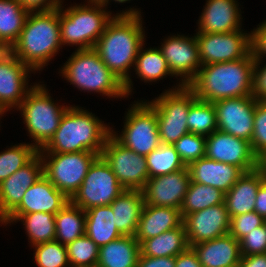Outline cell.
Returning <instances> with one entry per match:
<instances>
[{
	"label": "cell",
	"instance_id": "1",
	"mask_svg": "<svg viewBox=\"0 0 266 267\" xmlns=\"http://www.w3.org/2000/svg\"><path fill=\"white\" fill-rule=\"evenodd\" d=\"M141 16H114L93 49L102 62L124 83L127 97L132 92L129 69L134 67L145 31Z\"/></svg>",
	"mask_w": 266,
	"mask_h": 267
},
{
	"label": "cell",
	"instance_id": "2",
	"mask_svg": "<svg viewBox=\"0 0 266 267\" xmlns=\"http://www.w3.org/2000/svg\"><path fill=\"white\" fill-rule=\"evenodd\" d=\"M253 67L251 52L240 60L202 65L187 86L197 99L211 103L252 96Z\"/></svg>",
	"mask_w": 266,
	"mask_h": 267
},
{
	"label": "cell",
	"instance_id": "3",
	"mask_svg": "<svg viewBox=\"0 0 266 267\" xmlns=\"http://www.w3.org/2000/svg\"><path fill=\"white\" fill-rule=\"evenodd\" d=\"M111 127L79 106H69L50 141L38 153L92 151L101 155Z\"/></svg>",
	"mask_w": 266,
	"mask_h": 267
},
{
	"label": "cell",
	"instance_id": "4",
	"mask_svg": "<svg viewBox=\"0 0 266 267\" xmlns=\"http://www.w3.org/2000/svg\"><path fill=\"white\" fill-rule=\"evenodd\" d=\"M61 46L57 8L29 13L17 41L11 47V53L35 72L47 66Z\"/></svg>",
	"mask_w": 266,
	"mask_h": 267
},
{
	"label": "cell",
	"instance_id": "5",
	"mask_svg": "<svg viewBox=\"0 0 266 267\" xmlns=\"http://www.w3.org/2000/svg\"><path fill=\"white\" fill-rule=\"evenodd\" d=\"M59 7L60 39L62 45H75L78 50L91 49L105 31L114 16H141L140 10L131 8L116 15L105 11L100 1H88L87 5Z\"/></svg>",
	"mask_w": 266,
	"mask_h": 267
},
{
	"label": "cell",
	"instance_id": "6",
	"mask_svg": "<svg viewBox=\"0 0 266 267\" xmlns=\"http://www.w3.org/2000/svg\"><path fill=\"white\" fill-rule=\"evenodd\" d=\"M60 73L82 91L98 92L109 98L127 97L124 83L102 62L93 48L76 49Z\"/></svg>",
	"mask_w": 266,
	"mask_h": 267
},
{
	"label": "cell",
	"instance_id": "7",
	"mask_svg": "<svg viewBox=\"0 0 266 267\" xmlns=\"http://www.w3.org/2000/svg\"><path fill=\"white\" fill-rule=\"evenodd\" d=\"M44 86L35 83L18 108L37 150L43 148L54 136L62 115L69 107L54 103Z\"/></svg>",
	"mask_w": 266,
	"mask_h": 267
},
{
	"label": "cell",
	"instance_id": "8",
	"mask_svg": "<svg viewBox=\"0 0 266 267\" xmlns=\"http://www.w3.org/2000/svg\"><path fill=\"white\" fill-rule=\"evenodd\" d=\"M178 86V87H177ZM148 103L155 109L160 142L173 145L189 132L187 117L190 105L197 99L194 92L180 81Z\"/></svg>",
	"mask_w": 266,
	"mask_h": 267
},
{
	"label": "cell",
	"instance_id": "9",
	"mask_svg": "<svg viewBox=\"0 0 266 267\" xmlns=\"http://www.w3.org/2000/svg\"><path fill=\"white\" fill-rule=\"evenodd\" d=\"M39 154L43 175L69 199L78 191L89 167L99 156L92 151Z\"/></svg>",
	"mask_w": 266,
	"mask_h": 267
},
{
	"label": "cell",
	"instance_id": "10",
	"mask_svg": "<svg viewBox=\"0 0 266 267\" xmlns=\"http://www.w3.org/2000/svg\"><path fill=\"white\" fill-rule=\"evenodd\" d=\"M121 135L111 128L113 137L137 154L148 155L160 144L155 109L148 101L135 102L125 116Z\"/></svg>",
	"mask_w": 266,
	"mask_h": 267
},
{
	"label": "cell",
	"instance_id": "11",
	"mask_svg": "<svg viewBox=\"0 0 266 267\" xmlns=\"http://www.w3.org/2000/svg\"><path fill=\"white\" fill-rule=\"evenodd\" d=\"M124 190L111 167L100 155L89 167L84 181L70 201L86 211L110 205Z\"/></svg>",
	"mask_w": 266,
	"mask_h": 267
},
{
	"label": "cell",
	"instance_id": "12",
	"mask_svg": "<svg viewBox=\"0 0 266 267\" xmlns=\"http://www.w3.org/2000/svg\"><path fill=\"white\" fill-rule=\"evenodd\" d=\"M101 156L125 190H143L149 179L146 158L119 143L110 134Z\"/></svg>",
	"mask_w": 266,
	"mask_h": 267
},
{
	"label": "cell",
	"instance_id": "13",
	"mask_svg": "<svg viewBox=\"0 0 266 267\" xmlns=\"http://www.w3.org/2000/svg\"><path fill=\"white\" fill-rule=\"evenodd\" d=\"M237 30L226 33L196 32L201 65L240 60L251 52L250 33Z\"/></svg>",
	"mask_w": 266,
	"mask_h": 267
},
{
	"label": "cell",
	"instance_id": "14",
	"mask_svg": "<svg viewBox=\"0 0 266 267\" xmlns=\"http://www.w3.org/2000/svg\"><path fill=\"white\" fill-rule=\"evenodd\" d=\"M256 102L252 96L214 102L217 130L251 142Z\"/></svg>",
	"mask_w": 266,
	"mask_h": 267
},
{
	"label": "cell",
	"instance_id": "15",
	"mask_svg": "<svg viewBox=\"0 0 266 267\" xmlns=\"http://www.w3.org/2000/svg\"><path fill=\"white\" fill-rule=\"evenodd\" d=\"M205 157L237 166L244 172L255 170L262 165L253 153L249 141L219 130L206 137Z\"/></svg>",
	"mask_w": 266,
	"mask_h": 267
},
{
	"label": "cell",
	"instance_id": "16",
	"mask_svg": "<svg viewBox=\"0 0 266 267\" xmlns=\"http://www.w3.org/2000/svg\"><path fill=\"white\" fill-rule=\"evenodd\" d=\"M161 44L159 49L162 51L171 73L175 77H180L181 83L187 86L197 76L202 66L195 35L192 37L172 35Z\"/></svg>",
	"mask_w": 266,
	"mask_h": 267
},
{
	"label": "cell",
	"instance_id": "17",
	"mask_svg": "<svg viewBox=\"0 0 266 267\" xmlns=\"http://www.w3.org/2000/svg\"><path fill=\"white\" fill-rule=\"evenodd\" d=\"M70 199L60 192L44 175L27 189L20 204L1 222L10 224L23 215L35 212L56 214Z\"/></svg>",
	"mask_w": 266,
	"mask_h": 267
},
{
	"label": "cell",
	"instance_id": "18",
	"mask_svg": "<svg viewBox=\"0 0 266 267\" xmlns=\"http://www.w3.org/2000/svg\"><path fill=\"white\" fill-rule=\"evenodd\" d=\"M190 182L187 166L173 173L149 178L142 190L144 202L147 205L180 210Z\"/></svg>",
	"mask_w": 266,
	"mask_h": 267
},
{
	"label": "cell",
	"instance_id": "19",
	"mask_svg": "<svg viewBox=\"0 0 266 267\" xmlns=\"http://www.w3.org/2000/svg\"><path fill=\"white\" fill-rule=\"evenodd\" d=\"M183 224L191 247L229 234L230 217L223 203L186 215Z\"/></svg>",
	"mask_w": 266,
	"mask_h": 267
},
{
	"label": "cell",
	"instance_id": "20",
	"mask_svg": "<svg viewBox=\"0 0 266 267\" xmlns=\"http://www.w3.org/2000/svg\"><path fill=\"white\" fill-rule=\"evenodd\" d=\"M34 72L31 68L22 63L12 53L0 62V114L3 115L9 109H18L25 99L29 88L28 74Z\"/></svg>",
	"mask_w": 266,
	"mask_h": 267
},
{
	"label": "cell",
	"instance_id": "21",
	"mask_svg": "<svg viewBox=\"0 0 266 267\" xmlns=\"http://www.w3.org/2000/svg\"><path fill=\"white\" fill-rule=\"evenodd\" d=\"M43 175L37 153L26 165L0 183V223L20 204L24 193Z\"/></svg>",
	"mask_w": 266,
	"mask_h": 267
},
{
	"label": "cell",
	"instance_id": "22",
	"mask_svg": "<svg viewBox=\"0 0 266 267\" xmlns=\"http://www.w3.org/2000/svg\"><path fill=\"white\" fill-rule=\"evenodd\" d=\"M198 32L226 33L241 30V10L236 0H206ZM241 19V21H240Z\"/></svg>",
	"mask_w": 266,
	"mask_h": 267
},
{
	"label": "cell",
	"instance_id": "23",
	"mask_svg": "<svg viewBox=\"0 0 266 267\" xmlns=\"http://www.w3.org/2000/svg\"><path fill=\"white\" fill-rule=\"evenodd\" d=\"M266 180V168L244 172L237 182L225 193L224 203L229 217L253 212L259 186Z\"/></svg>",
	"mask_w": 266,
	"mask_h": 267
},
{
	"label": "cell",
	"instance_id": "24",
	"mask_svg": "<svg viewBox=\"0 0 266 267\" xmlns=\"http://www.w3.org/2000/svg\"><path fill=\"white\" fill-rule=\"evenodd\" d=\"M187 168L192 182L210 185L224 193L244 174V171L237 166L206 157L192 162Z\"/></svg>",
	"mask_w": 266,
	"mask_h": 267
},
{
	"label": "cell",
	"instance_id": "25",
	"mask_svg": "<svg viewBox=\"0 0 266 267\" xmlns=\"http://www.w3.org/2000/svg\"><path fill=\"white\" fill-rule=\"evenodd\" d=\"M191 248L202 267H238L241 259L240 242L230 234L194 244Z\"/></svg>",
	"mask_w": 266,
	"mask_h": 267
},
{
	"label": "cell",
	"instance_id": "26",
	"mask_svg": "<svg viewBox=\"0 0 266 267\" xmlns=\"http://www.w3.org/2000/svg\"><path fill=\"white\" fill-rule=\"evenodd\" d=\"M182 224L183 218L179 209L144 204L135 239L141 244L146 239L178 228Z\"/></svg>",
	"mask_w": 266,
	"mask_h": 267
},
{
	"label": "cell",
	"instance_id": "27",
	"mask_svg": "<svg viewBox=\"0 0 266 267\" xmlns=\"http://www.w3.org/2000/svg\"><path fill=\"white\" fill-rule=\"evenodd\" d=\"M144 204L141 190H124L110 204L115 225L123 236H135Z\"/></svg>",
	"mask_w": 266,
	"mask_h": 267
},
{
	"label": "cell",
	"instance_id": "28",
	"mask_svg": "<svg viewBox=\"0 0 266 267\" xmlns=\"http://www.w3.org/2000/svg\"><path fill=\"white\" fill-rule=\"evenodd\" d=\"M140 243L135 236L120 238L99 247L98 267H137Z\"/></svg>",
	"mask_w": 266,
	"mask_h": 267
},
{
	"label": "cell",
	"instance_id": "29",
	"mask_svg": "<svg viewBox=\"0 0 266 267\" xmlns=\"http://www.w3.org/2000/svg\"><path fill=\"white\" fill-rule=\"evenodd\" d=\"M85 234L91 238L98 247L123 236L115 225L114 213L110 205L97 206L85 211Z\"/></svg>",
	"mask_w": 266,
	"mask_h": 267
},
{
	"label": "cell",
	"instance_id": "30",
	"mask_svg": "<svg viewBox=\"0 0 266 267\" xmlns=\"http://www.w3.org/2000/svg\"><path fill=\"white\" fill-rule=\"evenodd\" d=\"M189 248L184 224L140 244L141 254L148 257H176Z\"/></svg>",
	"mask_w": 266,
	"mask_h": 267
},
{
	"label": "cell",
	"instance_id": "31",
	"mask_svg": "<svg viewBox=\"0 0 266 267\" xmlns=\"http://www.w3.org/2000/svg\"><path fill=\"white\" fill-rule=\"evenodd\" d=\"M86 214L69 201L55 214V240L67 245L85 234Z\"/></svg>",
	"mask_w": 266,
	"mask_h": 267
},
{
	"label": "cell",
	"instance_id": "32",
	"mask_svg": "<svg viewBox=\"0 0 266 267\" xmlns=\"http://www.w3.org/2000/svg\"><path fill=\"white\" fill-rule=\"evenodd\" d=\"M28 14L17 0H0V41L12 47L24 27Z\"/></svg>",
	"mask_w": 266,
	"mask_h": 267
},
{
	"label": "cell",
	"instance_id": "33",
	"mask_svg": "<svg viewBox=\"0 0 266 267\" xmlns=\"http://www.w3.org/2000/svg\"><path fill=\"white\" fill-rule=\"evenodd\" d=\"M224 199L225 193L221 190L191 181L180 208L182 218L207 207L223 204Z\"/></svg>",
	"mask_w": 266,
	"mask_h": 267
},
{
	"label": "cell",
	"instance_id": "34",
	"mask_svg": "<svg viewBox=\"0 0 266 267\" xmlns=\"http://www.w3.org/2000/svg\"><path fill=\"white\" fill-rule=\"evenodd\" d=\"M143 44L137 54L134 68L136 74L144 82H156L167 75L173 76L162 51L157 48L143 49Z\"/></svg>",
	"mask_w": 266,
	"mask_h": 267
},
{
	"label": "cell",
	"instance_id": "35",
	"mask_svg": "<svg viewBox=\"0 0 266 267\" xmlns=\"http://www.w3.org/2000/svg\"><path fill=\"white\" fill-rule=\"evenodd\" d=\"M25 226L27 236L32 246L55 240V215L52 213L35 212L19 216L15 222L20 221Z\"/></svg>",
	"mask_w": 266,
	"mask_h": 267
},
{
	"label": "cell",
	"instance_id": "36",
	"mask_svg": "<svg viewBox=\"0 0 266 267\" xmlns=\"http://www.w3.org/2000/svg\"><path fill=\"white\" fill-rule=\"evenodd\" d=\"M149 178L166 175L184 169L186 166L180 159L174 145L160 144L145 156Z\"/></svg>",
	"mask_w": 266,
	"mask_h": 267
},
{
	"label": "cell",
	"instance_id": "37",
	"mask_svg": "<svg viewBox=\"0 0 266 267\" xmlns=\"http://www.w3.org/2000/svg\"><path fill=\"white\" fill-rule=\"evenodd\" d=\"M188 130L191 133L209 136L217 130V116L214 104L196 99L189 108Z\"/></svg>",
	"mask_w": 266,
	"mask_h": 267
},
{
	"label": "cell",
	"instance_id": "38",
	"mask_svg": "<svg viewBox=\"0 0 266 267\" xmlns=\"http://www.w3.org/2000/svg\"><path fill=\"white\" fill-rule=\"evenodd\" d=\"M37 153L32 143H20L0 152V183L26 165Z\"/></svg>",
	"mask_w": 266,
	"mask_h": 267
},
{
	"label": "cell",
	"instance_id": "39",
	"mask_svg": "<svg viewBox=\"0 0 266 267\" xmlns=\"http://www.w3.org/2000/svg\"><path fill=\"white\" fill-rule=\"evenodd\" d=\"M70 267L97 266L99 247L86 234L66 245Z\"/></svg>",
	"mask_w": 266,
	"mask_h": 267
},
{
	"label": "cell",
	"instance_id": "40",
	"mask_svg": "<svg viewBox=\"0 0 266 267\" xmlns=\"http://www.w3.org/2000/svg\"><path fill=\"white\" fill-rule=\"evenodd\" d=\"M34 259L38 267H70L66 245L58 241L36 244Z\"/></svg>",
	"mask_w": 266,
	"mask_h": 267
},
{
	"label": "cell",
	"instance_id": "41",
	"mask_svg": "<svg viewBox=\"0 0 266 267\" xmlns=\"http://www.w3.org/2000/svg\"><path fill=\"white\" fill-rule=\"evenodd\" d=\"M173 145L185 166L205 157V136L188 132L178 139Z\"/></svg>",
	"mask_w": 266,
	"mask_h": 267
},
{
	"label": "cell",
	"instance_id": "42",
	"mask_svg": "<svg viewBox=\"0 0 266 267\" xmlns=\"http://www.w3.org/2000/svg\"><path fill=\"white\" fill-rule=\"evenodd\" d=\"M250 144L253 153L263 162L266 159V100L256 102L254 131Z\"/></svg>",
	"mask_w": 266,
	"mask_h": 267
},
{
	"label": "cell",
	"instance_id": "43",
	"mask_svg": "<svg viewBox=\"0 0 266 267\" xmlns=\"http://www.w3.org/2000/svg\"><path fill=\"white\" fill-rule=\"evenodd\" d=\"M265 222V219L256 211L233 216L230 218L229 234L240 241L249 232H252L255 228L263 225Z\"/></svg>",
	"mask_w": 266,
	"mask_h": 267
},
{
	"label": "cell",
	"instance_id": "44",
	"mask_svg": "<svg viewBox=\"0 0 266 267\" xmlns=\"http://www.w3.org/2000/svg\"><path fill=\"white\" fill-rule=\"evenodd\" d=\"M239 242L241 256L266 253V222L249 232Z\"/></svg>",
	"mask_w": 266,
	"mask_h": 267
},
{
	"label": "cell",
	"instance_id": "45",
	"mask_svg": "<svg viewBox=\"0 0 266 267\" xmlns=\"http://www.w3.org/2000/svg\"><path fill=\"white\" fill-rule=\"evenodd\" d=\"M251 55L254 60L266 57V20L250 33Z\"/></svg>",
	"mask_w": 266,
	"mask_h": 267
},
{
	"label": "cell",
	"instance_id": "46",
	"mask_svg": "<svg viewBox=\"0 0 266 267\" xmlns=\"http://www.w3.org/2000/svg\"><path fill=\"white\" fill-rule=\"evenodd\" d=\"M264 61L254 60L252 78V97L256 100H266V64L260 67Z\"/></svg>",
	"mask_w": 266,
	"mask_h": 267
},
{
	"label": "cell",
	"instance_id": "47",
	"mask_svg": "<svg viewBox=\"0 0 266 267\" xmlns=\"http://www.w3.org/2000/svg\"><path fill=\"white\" fill-rule=\"evenodd\" d=\"M28 13L47 12L59 8L62 0H17Z\"/></svg>",
	"mask_w": 266,
	"mask_h": 267
},
{
	"label": "cell",
	"instance_id": "48",
	"mask_svg": "<svg viewBox=\"0 0 266 267\" xmlns=\"http://www.w3.org/2000/svg\"><path fill=\"white\" fill-rule=\"evenodd\" d=\"M137 267H175V257H148L140 253Z\"/></svg>",
	"mask_w": 266,
	"mask_h": 267
},
{
	"label": "cell",
	"instance_id": "49",
	"mask_svg": "<svg viewBox=\"0 0 266 267\" xmlns=\"http://www.w3.org/2000/svg\"><path fill=\"white\" fill-rule=\"evenodd\" d=\"M175 267H202L196 253L189 247L175 257Z\"/></svg>",
	"mask_w": 266,
	"mask_h": 267
},
{
	"label": "cell",
	"instance_id": "50",
	"mask_svg": "<svg viewBox=\"0 0 266 267\" xmlns=\"http://www.w3.org/2000/svg\"><path fill=\"white\" fill-rule=\"evenodd\" d=\"M238 267H266V253L241 256Z\"/></svg>",
	"mask_w": 266,
	"mask_h": 267
},
{
	"label": "cell",
	"instance_id": "51",
	"mask_svg": "<svg viewBox=\"0 0 266 267\" xmlns=\"http://www.w3.org/2000/svg\"><path fill=\"white\" fill-rule=\"evenodd\" d=\"M254 211L266 219V180L259 186L257 191Z\"/></svg>",
	"mask_w": 266,
	"mask_h": 267
},
{
	"label": "cell",
	"instance_id": "52",
	"mask_svg": "<svg viewBox=\"0 0 266 267\" xmlns=\"http://www.w3.org/2000/svg\"><path fill=\"white\" fill-rule=\"evenodd\" d=\"M11 54V47L2 41H0V62L6 59Z\"/></svg>",
	"mask_w": 266,
	"mask_h": 267
},
{
	"label": "cell",
	"instance_id": "53",
	"mask_svg": "<svg viewBox=\"0 0 266 267\" xmlns=\"http://www.w3.org/2000/svg\"><path fill=\"white\" fill-rule=\"evenodd\" d=\"M111 1V0H110ZM115 2H119V3H125L127 1H131V0H113ZM101 4L105 7L107 6V4L109 3V0H100Z\"/></svg>",
	"mask_w": 266,
	"mask_h": 267
},
{
	"label": "cell",
	"instance_id": "54",
	"mask_svg": "<svg viewBox=\"0 0 266 267\" xmlns=\"http://www.w3.org/2000/svg\"><path fill=\"white\" fill-rule=\"evenodd\" d=\"M262 165L266 168V159L262 162Z\"/></svg>",
	"mask_w": 266,
	"mask_h": 267
}]
</instances>
